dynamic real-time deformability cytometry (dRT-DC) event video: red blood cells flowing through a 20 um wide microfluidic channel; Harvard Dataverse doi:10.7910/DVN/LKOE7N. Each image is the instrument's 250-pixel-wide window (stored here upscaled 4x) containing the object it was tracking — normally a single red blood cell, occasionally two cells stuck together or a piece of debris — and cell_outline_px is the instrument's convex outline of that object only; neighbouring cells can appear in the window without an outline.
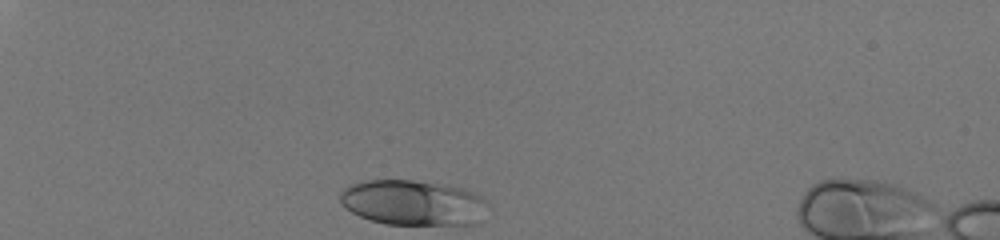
{"species": "human", "species_latin": "Homo sapiens", "temperature_condition": "room temperature", "stored_images_in_passage": 31, "camera_frame_rate_fps": 3000, "um_per_image_px": 0.085, "donor": {"sex": "male"}, "frame": {"image": 1, "passage_image": 1, "time_ms": 0.0, "image_size_px": [1000, 240], "cell_outline_px": [[488, 204], [476, 224], [384, 224], [360, 216], [352, 212], [340, 200], [340, 192], [344, 188], [352, 184], [364, 180], [412, 180], [448, 184], [464, 188], [480, 196]], "centroid_in_image_um": [35.11, 17.21], "position_along_channel_um": 49.9, "area_um2": 38.78}}
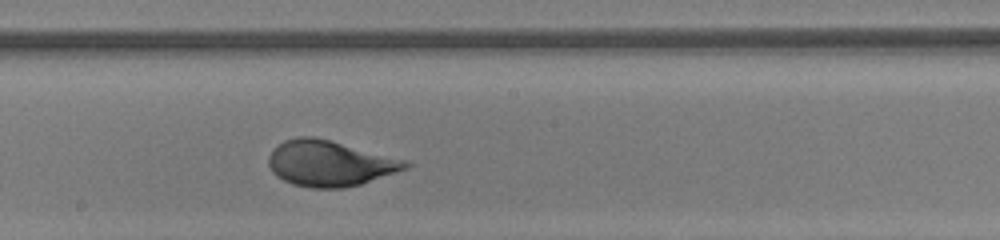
{"frame": {"image": 2, "passage_image": 18, "time_ms": 5.667, "image_size_px": [1000, 240], "cell_outline_px": [[412, 164], [408, 168], [360, 184], [344, 188], [312, 188], [292, 184], [276, 176], [272, 172], [268, 164], [268, 156], [284, 140], [296, 136], [312, 136], [328, 140], [404, 160]], "centroid_in_image_um": [27.98, 13.9], "position_along_channel_um": 220.2, "area_um2": 35.89}}
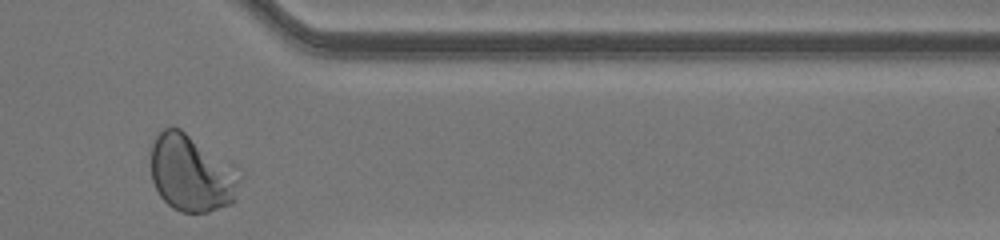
{"frame": {"image": 3, "passage_image": 31, "time_ms": 10.0, "image_size_px": [1000, 240], "cell_outline_px": [[244, 172], [236, 200], [232, 204], [208, 212], [180, 212], [172, 208], [160, 196], [152, 180], [148, 148], [152, 140], [164, 128], [180, 128]], "centroid_in_image_um": [16.29, 14.73], "position_along_channel_um": 395.1, "area_um2": 40.86}, "authors_computed_cell_mechanics": {"area_um2": 35.8938, "velocity_mm_per_s": 4.0932, "shape_relaxation_time_tau1_ms": 3.357, "shape_relaxation_time_tau2_ms": null, "deformation_change_tau1": 0.1754, "deformation_change_tau2": null}}